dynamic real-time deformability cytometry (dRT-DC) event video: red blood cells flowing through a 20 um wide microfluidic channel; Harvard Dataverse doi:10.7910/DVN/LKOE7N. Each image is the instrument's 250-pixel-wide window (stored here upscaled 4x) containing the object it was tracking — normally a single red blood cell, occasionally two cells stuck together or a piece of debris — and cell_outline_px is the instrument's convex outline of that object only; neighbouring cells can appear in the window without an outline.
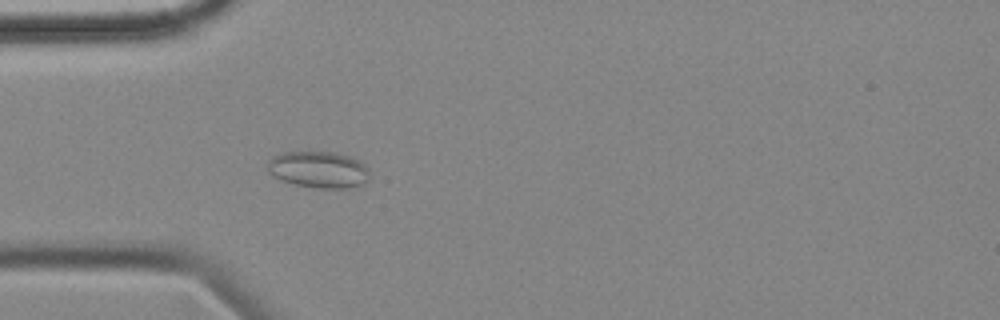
{"species": "common noctule bat (a hibernating species)", "species_latin": "Nyctalus noctula", "temperature_condition": "cold", "stored_images_in_passage": 42, "camera_frame_rate_fps": 3000, "um_per_image_px": 0.085, "animal": {"sex": "female", "body_mass_g": 18.4}, "frame": {"image": 1, "passage_image": 10, "time_ms": 3.0, "image_size_px": [1000, 320], "cell_outline_px": [[368, 180], [364, 184], [348, 188], [312, 188], [296, 184], [272, 176], [268, 172], [268, 160], [272, 156], [284, 152], [336, 152], [360, 160], [368, 168]], "centroid_in_image_um": [27.09, 14.41], "position_along_channel_um": 57.9, "area_um2": 21.85}}
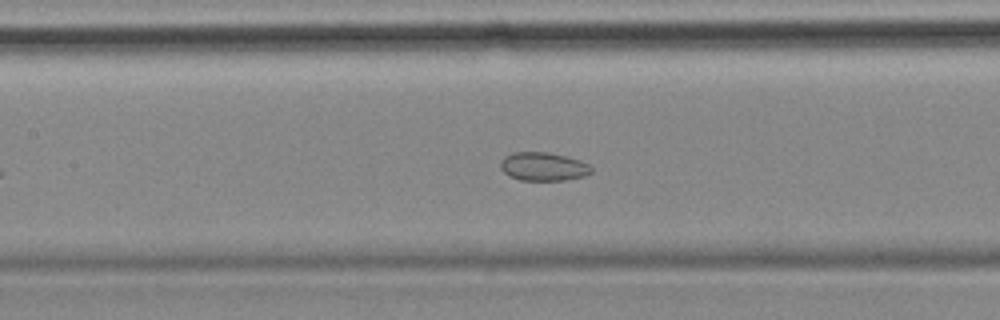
{"frame": {"image": 2, "passage_image": 19, "time_ms": 6.0, "image_size_px": [1000, 320], "cell_outline_px": [[592, 172], [584, 176], [564, 180], [520, 180], [508, 176], [500, 168], [500, 160], [504, 156], [512, 152], [548, 152], [568, 156], [580, 160], [588, 164], [592, 168]], "centroid_in_image_um": [46.16, 14.15], "position_along_channel_um": 161.2, "area_um2": 15.26}}
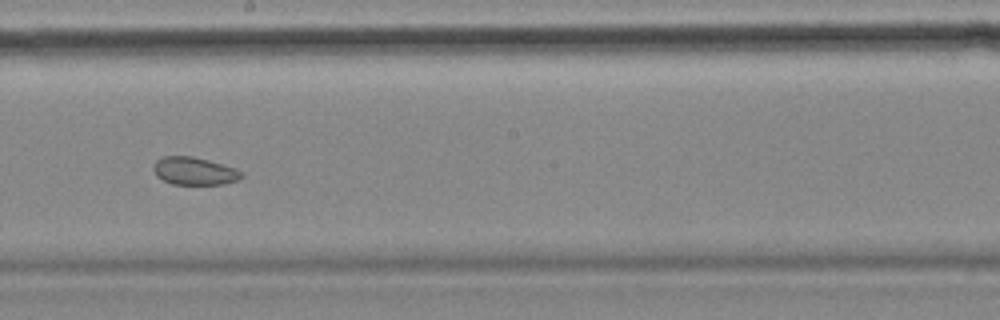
{"frame": {"image": 3, "passage_image": 25, "time_ms": 8.0, "image_size_px": [1000, 320], "cell_outline_px": [[244, 176], [240, 180], [224, 184], [172, 184], [156, 176], [152, 168], [156, 160], [164, 156], [192, 156], [208, 160], [236, 168], [244, 172]], "centroid_in_image_um": [16.55, 14.54], "position_along_channel_um": 231.6, "area_um2": 14.39}, "authors_computed_cell_mechanics": {"area_um2": 16.184, "velocity_mm_per_s": 3.5421, "shape_relaxation_time_tau1_ms": null, "shape_relaxation_time_tau2_ms": 3.2198, "deformation_change_tau1": null, "deformation_change_tau2": 0.0631}}